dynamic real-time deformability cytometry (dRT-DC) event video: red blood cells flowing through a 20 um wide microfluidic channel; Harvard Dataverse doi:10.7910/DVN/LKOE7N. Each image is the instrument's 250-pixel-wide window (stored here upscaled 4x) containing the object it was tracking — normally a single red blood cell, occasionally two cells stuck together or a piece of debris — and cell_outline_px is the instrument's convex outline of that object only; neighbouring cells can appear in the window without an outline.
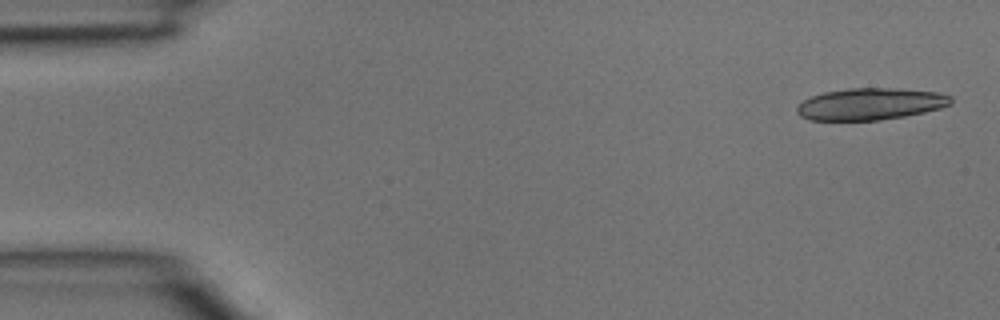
{"species": "common noctule bat (a hibernating species)", "species_latin": "Nyctalus noctula", "temperature_condition": "room temperature", "stored_images_in_passage": 5, "camera_frame_rate_fps": 3000, "um_per_image_px": 0.085, "animal": {"sex": "male", "body_mass_g": 15.6}, "frame": {"image": 1, "passage_image": 1, "time_ms": 0.0, "image_size_px": [1000, 320], "cell_outline_px": [[952, 104], [940, 108], [924, 112], [904, 116], [880, 120], [808, 120], [800, 116], [796, 112], [796, 108], [804, 100], [812, 96], [824, 92], [852, 88], [900, 88], [936, 92], [952, 96]], "centroid_in_image_um": [73.99, 8.84], "position_along_channel_um": 11.0, "area_um2": 28.55}}